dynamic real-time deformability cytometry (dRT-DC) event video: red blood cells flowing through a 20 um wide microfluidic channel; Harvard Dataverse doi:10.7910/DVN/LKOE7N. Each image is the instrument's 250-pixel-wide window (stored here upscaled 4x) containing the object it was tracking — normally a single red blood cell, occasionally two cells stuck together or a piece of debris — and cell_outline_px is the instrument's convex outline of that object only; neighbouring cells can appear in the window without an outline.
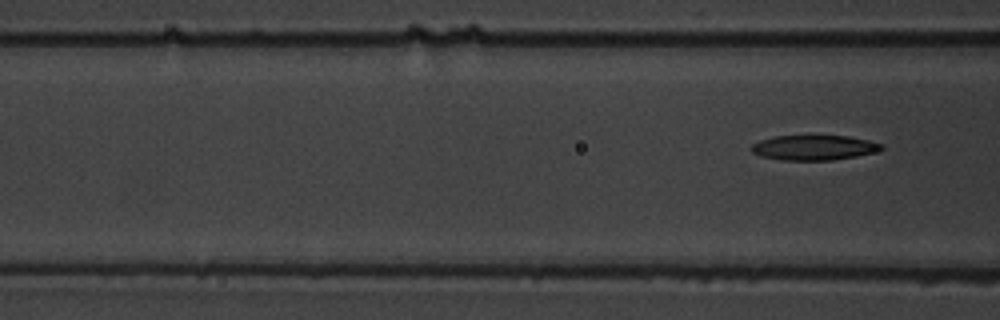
{"species": "common noctule bat (a hibernating species)", "species_latin": "Nyctalus noctula", "temperature_condition": "warm", "stored_images_in_passage": 5, "segment_of_instrument_passage": [2, 2], "camera_frame_rate_fps": 3000, "um_per_image_px": 0.085, "animal": {"sex": "male", "body_mass_g": 19.5, "forearm_length_mm": 54.6}, "frame": {"image": 1, "passage_image": 5, "time_ms": 6.333, "image_size_px": [1000, 320], "cell_outline_px": [[884, 148], [872, 152], [856, 156], [832, 160], [784, 160], [760, 156], [752, 152], [748, 148], [752, 144], [760, 140], [776, 136], [848, 136], [868, 140], [884, 144]], "centroid_in_image_um": [69.15, 12.54], "position_along_channel_um": 97.4, "area_um2": 18.84}}